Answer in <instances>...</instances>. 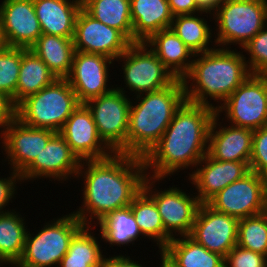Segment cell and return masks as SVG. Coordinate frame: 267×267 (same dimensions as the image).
Masks as SVG:
<instances>
[{
  "mask_svg": "<svg viewBox=\"0 0 267 267\" xmlns=\"http://www.w3.org/2000/svg\"><path fill=\"white\" fill-rule=\"evenodd\" d=\"M81 177L83 202L73 213L84 225L96 227L111 212L131 204L147 175L143 158L114 153L105 159L81 161L76 178Z\"/></svg>",
  "mask_w": 267,
  "mask_h": 267,
  "instance_id": "obj_1",
  "label": "cell"
},
{
  "mask_svg": "<svg viewBox=\"0 0 267 267\" xmlns=\"http://www.w3.org/2000/svg\"><path fill=\"white\" fill-rule=\"evenodd\" d=\"M215 115L213 107L185 101L158 143L143 158L146 175L164 179L178 170L196 168L208 153L209 131Z\"/></svg>",
  "mask_w": 267,
  "mask_h": 267,
  "instance_id": "obj_2",
  "label": "cell"
},
{
  "mask_svg": "<svg viewBox=\"0 0 267 267\" xmlns=\"http://www.w3.org/2000/svg\"><path fill=\"white\" fill-rule=\"evenodd\" d=\"M246 58L243 51L217 46L195 54L189 72L182 78L186 101L216 109L209 100L221 105L252 74Z\"/></svg>",
  "mask_w": 267,
  "mask_h": 267,
  "instance_id": "obj_3",
  "label": "cell"
},
{
  "mask_svg": "<svg viewBox=\"0 0 267 267\" xmlns=\"http://www.w3.org/2000/svg\"><path fill=\"white\" fill-rule=\"evenodd\" d=\"M135 97L129 109L127 155L144 158L158 143L186 95L182 79L177 78L170 86Z\"/></svg>",
  "mask_w": 267,
  "mask_h": 267,
  "instance_id": "obj_4",
  "label": "cell"
},
{
  "mask_svg": "<svg viewBox=\"0 0 267 267\" xmlns=\"http://www.w3.org/2000/svg\"><path fill=\"white\" fill-rule=\"evenodd\" d=\"M80 104L67 79L57 78L22 100L13 109V115L27 126L59 132Z\"/></svg>",
  "mask_w": 267,
  "mask_h": 267,
  "instance_id": "obj_5",
  "label": "cell"
},
{
  "mask_svg": "<svg viewBox=\"0 0 267 267\" xmlns=\"http://www.w3.org/2000/svg\"><path fill=\"white\" fill-rule=\"evenodd\" d=\"M212 16L215 45L242 48L267 25V0H223Z\"/></svg>",
  "mask_w": 267,
  "mask_h": 267,
  "instance_id": "obj_6",
  "label": "cell"
},
{
  "mask_svg": "<svg viewBox=\"0 0 267 267\" xmlns=\"http://www.w3.org/2000/svg\"><path fill=\"white\" fill-rule=\"evenodd\" d=\"M49 222L37 234L27 230L23 254L15 266L58 267L73 236L84 226L73 212Z\"/></svg>",
  "mask_w": 267,
  "mask_h": 267,
  "instance_id": "obj_7",
  "label": "cell"
},
{
  "mask_svg": "<svg viewBox=\"0 0 267 267\" xmlns=\"http://www.w3.org/2000/svg\"><path fill=\"white\" fill-rule=\"evenodd\" d=\"M124 87H115L85 103L91 111L98 134L114 152L127 154V131L131 101Z\"/></svg>",
  "mask_w": 267,
  "mask_h": 267,
  "instance_id": "obj_8",
  "label": "cell"
},
{
  "mask_svg": "<svg viewBox=\"0 0 267 267\" xmlns=\"http://www.w3.org/2000/svg\"><path fill=\"white\" fill-rule=\"evenodd\" d=\"M216 114L224 111L227 122L252 130L267 123L266 73L251 74L221 105L216 104ZM230 121V122H229Z\"/></svg>",
  "mask_w": 267,
  "mask_h": 267,
  "instance_id": "obj_9",
  "label": "cell"
},
{
  "mask_svg": "<svg viewBox=\"0 0 267 267\" xmlns=\"http://www.w3.org/2000/svg\"><path fill=\"white\" fill-rule=\"evenodd\" d=\"M116 61H123L124 86L136 96L170 86L177 79L145 42L132 43Z\"/></svg>",
  "mask_w": 267,
  "mask_h": 267,
  "instance_id": "obj_10",
  "label": "cell"
},
{
  "mask_svg": "<svg viewBox=\"0 0 267 267\" xmlns=\"http://www.w3.org/2000/svg\"><path fill=\"white\" fill-rule=\"evenodd\" d=\"M162 180L163 178L147 176L142 189L154 200L164 229L173 238L190 235L201 204L198 197L187 194L182 188L175 187V185L167 188V190H157L156 181Z\"/></svg>",
  "mask_w": 267,
  "mask_h": 267,
  "instance_id": "obj_11",
  "label": "cell"
},
{
  "mask_svg": "<svg viewBox=\"0 0 267 267\" xmlns=\"http://www.w3.org/2000/svg\"><path fill=\"white\" fill-rule=\"evenodd\" d=\"M267 178L250 171L217 193L207 204L214 210L238 219L264 213Z\"/></svg>",
  "mask_w": 267,
  "mask_h": 267,
  "instance_id": "obj_12",
  "label": "cell"
},
{
  "mask_svg": "<svg viewBox=\"0 0 267 267\" xmlns=\"http://www.w3.org/2000/svg\"><path fill=\"white\" fill-rule=\"evenodd\" d=\"M56 131L46 128H33L23 124L12 115L0 137L2 149L10 164V170L21 174L46 147Z\"/></svg>",
  "mask_w": 267,
  "mask_h": 267,
  "instance_id": "obj_13",
  "label": "cell"
},
{
  "mask_svg": "<svg viewBox=\"0 0 267 267\" xmlns=\"http://www.w3.org/2000/svg\"><path fill=\"white\" fill-rule=\"evenodd\" d=\"M75 51L119 58L132 44L119 30L107 26L81 8L74 29Z\"/></svg>",
  "mask_w": 267,
  "mask_h": 267,
  "instance_id": "obj_14",
  "label": "cell"
},
{
  "mask_svg": "<svg viewBox=\"0 0 267 267\" xmlns=\"http://www.w3.org/2000/svg\"><path fill=\"white\" fill-rule=\"evenodd\" d=\"M239 219L200 204L190 237L207 250L225 258L237 245Z\"/></svg>",
  "mask_w": 267,
  "mask_h": 267,
  "instance_id": "obj_15",
  "label": "cell"
},
{
  "mask_svg": "<svg viewBox=\"0 0 267 267\" xmlns=\"http://www.w3.org/2000/svg\"><path fill=\"white\" fill-rule=\"evenodd\" d=\"M113 63L114 60L105 55L75 51L72 68L66 79L81 104L113 89V85L109 87L108 84L111 77L108 68Z\"/></svg>",
  "mask_w": 267,
  "mask_h": 267,
  "instance_id": "obj_16",
  "label": "cell"
},
{
  "mask_svg": "<svg viewBox=\"0 0 267 267\" xmlns=\"http://www.w3.org/2000/svg\"><path fill=\"white\" fill-rule=\"evenodd\" d=\"M81 161L57 132L35 160L20 174L21 182L49 178L67 181L76 178ZM70 177V178H69Z\"/></svg>",
  "mask_w": 267,
  "mask_h": 267,
  "instance_id": "obj_17",
  "label": "cell"
},
{
  "mask_svg": "<svg viewBox=\"0 0 267 267\" xmlns=\"http://www.w3.org/2000/svg\"><path fill=\"white\" fill-rule=\"evenodd\" d=\"M59 133L80 161L105 159L114 154L100 138L92 113L85 104L72 112Z\"/></svg>",
  "mask_w": 267,
  "mask_h": 267,
  "instance_id": "obj_18",
  "label": "cell"
},
{
  "mask_svg": "<svg viewBox=\"0 0 267 267\" xmlns=\"http://www.w3.org/2000/svg\"><path fill=\"white\" fill-rule=\"evenodd\" d=\"M0 24L8 47L30 49L42 35L33 0H3Z\"/></svg>",
  "mask_w": 267,
  "mask_h": 267,
  "instance_id": "obj_19",
  "label": "cell"
},
{
  "mask_svg": "<svg viewBox=\"0 0 267 267\" xmlns=\"http://www.w3.org/2000/svg\"><path fill=\"white\" fill-rule=\"evenodd\" d=\"M196 166L197 169L188 174V180L197 189L194 194L201 204H207L226 186L250 172L249 162L221 161L208 154Z\"/></svg>",
  "mask_w": 267,
  "mask_h": 267,
  "instance_id": "obj_20",
  "label": "cell"
},
{
  "mask_svg": "<svg viewBox=\"0 0 267 267\" xmlns=\"http://www.w3.org/2000/svg\"><path fill=\"white\" fill-rule=\"evenodd\" d=\"M219 118L216 114L210 127L207 154L221 161L250 162L254 130L232 124L221 126Z\"/></svg>",
  "mask_w": 267,
  "mask_h": 267,
  "instance_id": "obj_21",
  "label": "cell"
},
{
  "mask_svg": "<svg viewBox=\"0 0 267 267\" xmlns=\"http://www.w3.org/2000/svg\"><path fill=\"white\" fill-rule=\"evenodd\" d=\"M42 34L73 38L82 0H33Z\"/></svg>",
  "mask_w": 267,
  "mask_h": 267,
  "instance_id": "obj_22",
  "label": "cell"
},
{
  "mask_svg": "<svg viewBox=\"0 0 267 267\" xmlns=\"http://www.w3.org/2000/svg\"><path fill=\"white\" fill-rule=\"evenodd\" d=\"M133 43L146 42L154 33L171 27L174 15L167 0H130Z\"/></svg>",
  "mask_w": 267,
  "mask_h": 267,
  "instance_id": "obj_23",
  "label": "cell"
},
{
  "mask_svg": "<svg viewBox=\"0 0 267 267\" xmlns=\"http://www.w3.org/2000/svg\"><path fill=\"white\" fill-rule=\"evenodd\" d=\"M145 43L176 78L189 72L195 54L171 28L154 33Z\"/></svg>",
  "mask_w": 267,
  "mask_h": 267,
  "instance_id": "obj_24",
  "label": "cell"
},
{
  "mask_svg": "<svg viewBox=\"0 0 267 267\" xmlns=\"http://www.w3.org/2000/svg\"><path fill=\"white\" fill-rule=\"evenodd\" d=\"M175 267H224V257L207 250L189 235L172 238L160 251Z\"/></svg>",
  "mask_w": 267,
  "mask_h": 267,
  "instance_id": "obj_25",
  "label": "cell"
},
{
  "mask_svg": "<svg viewBox=\"0 0 267 267\" xmlns=\"http://www.w3.org/2000/svg\"><path fill=\"white\" fill-rule=\"evenodd\" d=\"M57 78H66L72 68L73 38L42 34L30 48Z\"/></svg>",
  "mask_w": 267,
  "mask_h": 267,
  "instance_id": "obj_26",
  "label": "cell"
},
{
  "mask_svg": "<svg viewBox=\"0 0 267 267\" xmlns=\"http://www.w3.org/2000/svg\"><path fill=\"white\" fill-rule=\"evenodd\" d=\"M57 77L31 50L21 48V67L15 93V107L26 97L53 83Z\"/></svg>",
  "mask_w": 267,
  "mask_h": 267,
  "instance_id": "obj_27",
  "label": "cell"
},
{
  "mask_svg": "<svg viewBox=\"0 0 267 267\" xmlns=\"http://www.w3.org/2000/svg\"><path fill=\"white\" fill-rule=\"evenodd\" d=\"M199 14L201 17H199ZM199 14L174 16L170 27L194 54L204 53L216 47L214 45L215 41H213L214 31H212L211 25L206 21L207 19L202 18L203 14H207L203 16H208L209 13L200 12ZM212 42L213 45L210 47Z\"/></svg>",
  "mask_w": 267,
  "mask_h": 267,
  "instance_id": "obj_28",
  "label": "cell"
},
{
  "mask_svg": "<svg viewBox=\"0 0 267 267\" xmlns=\"http://www.w3.org/2000/svg\"><path fill=\"white\" fill-rule=\"evenodd\" d=\"M129 206L142 235L156 242L160 252L173 237L164 229L154 200L142 189Z\"/></svg>",
  "mask_w": 267,
  "mask_h": 267,
  "instance_id": "obj_29",
  "label": "cell"
},
{
  "mask_svg": "<svg viewBox=\"0 0 267 267\" xmlns=\"http://www.w3.org/2000/svg\"><path fill=\"white\" fill-rule=\"evenodd\" d=\"M98 224L100 238L110 247L130 246L129 244H135L134 241H137L140 236L143 237L130 206L111 212L96 225Z\"/></svg>",
  "mask_w": 267,
  "mask_h": 267,
  "instance_id": "obj_30",
  "label": "cell"
},
{
  "mask_svg": "<svg viewBox=\"0 0 267 267\" xmlns=\"http://www.w3.org/2000/svg\"><path fill=\"white\" fill-rule=\"evenodd\" d=\"M82 8L96 20L119 30L133 43L130 0H82Z\"/></svg>",
  "mask_w": 267,
  "mask_h": 267,
  "instance_id": "obj_31",
  "label": "cell"
},
{
  "mask_svg": "<svg viewBox=\"0 0 267 267\" xmlns=\"http://www.w3.org/2000/svg\"><path fill=\"white\" fill-rule=\"evenodd\" d=\"M93 227L84 225L72 238L58 267H102L105 255Z\"/></svg>",
  "mask_w": 267,
  "mask_h": 267,
  "instance_id": "obj_32",
  "label": "cell"
},
{
  "mask_svg": "<svg viewBox=\"0 0 267 267\" xmlns=\"http://www.w3.org/2000/svg\"><path fill=\"white\" fill-rule=\"evenodd\" d=\"M25 217L14 209L0 213V259L15 265L24 250L27 226Z\"/></svg>",
  "mask_w": 267,
  "mask_h": 267,
  "instance_id": "obj_33",
  "label": "cell"
},
{
  "mask_svg": "<svg viewBox=\"0 0 267 267\" xmlns=\"http://www.w3.org/2000/svg\"><path fill=\"white\" fill-rule=\"evenodd\" d=\"M21 67V48L8 47L0 51V96L15 108V93Z\"/></svg>",
  "mask_w": 267,
  "mask_h": 267,
  "instance_id": "obj_34",
  "label": "cell"
},
{
  "mask_svg": "<svg viewBox=\"0 0 267 267\" xmlns=\"http://www.w3.org/2000/svg\"><path fill=\"white\" fill-rule=\"evenodd\" d=\"M237 245L267 256V216L264 213L239 219Z\"/></svg>",
  "mask_w": 267,
  "mask_h": 267,
  "instance_id": "obj_35",
  "label": "cell"
},
{
  "mask_svg": "<svg viewBox=\"0 0 267 267\" xmlns=\"http://www.w3.org/2000/svg\"><path fill=\"white\" fill-rule=\"evenodd\" d=\"M240 49L248 54L246 62L252 74L267 73V25Z\"/></svg>",
  "mask_w": 267,
  "mask_h": 267,
  "instance_id": "obj_36",
  "label": "cell"
},
{
  "mask_svg": "<svg viewBox=\"0 0 267 267\" xmlns=\"http://www.w3.org/2000/svg\"><path fill=\"white\" fill-rule=\"evenodd\" d=\"M250 171L267 178V127L254 130L252 152L249 162Z\"/></svg>",
  "mask_w": 267,
  "mask_h": 267,
  "instance_id": "obj_37",
  "label": "cell"
},
{
  "mask_svg": "<svg viewBox=\"0 0 267 267\" xmlns=\"http://www.w3.org/2000/svg\"><path fill=\"white\" fill-rule=\"evenodd\" d=\"M224 267H267V256L236 245L225 256Z\"/></svg>",
  "mask_w": 267,
  "mask_h": 267,
  "instance_id": "obj_38",
  "label": "cell"
},
{
  "mask_svg": "<svg viewBox=\"0 0 267 267\" xmlns=\"http://www.w3.org/2000/svg\"><path fill=\"white\" fill-rule=\"evenodd\" d=\"M9 173L10 176L7 178L0 177V213L10 211L9 208L6 210V206L13 202L12 198L15 197L17 190L16 184L21 182L19 174L14 171Z\"/></svg>",
  "mask_w": 267,
  "mask_h": 267,
  "instance_id": "obj_39",
  "label": "cell"
},
{
  "mask_svg": "<svg viewBox=\"0 0 267 267\" xmlns=\"http://www.w3.org/2000/svg\"><path fill=\"white\" fill-rule=\"evenodd\" d=\"M174 16L196 14L201 11L197 8L195 0H167Z\"/></svg>",
  "mask_w": 267,
  "mask_h": 267,
  "instance_id": "obj_40",
  "label": "cell"
},
{
  "mask_svg": "<svg viewBox=\"0 0 267 267\" xmlns=\"http://www.w3.org/2000/svg\"><path fill=\"white\" fill-rule=\"evenodd\" d=\"M105 255L103 260L102 267H144L145 265L138 263L139 261H134L130 258V256L124 255H114L109 256V258ZM146 267V266H145Z\"/></svg>",
  "mask_w": 267,
  "mask_h": 267,
  "instance_id": "obj_41",
  "label": "cell"
},
{
  "mask_svg": "<svg viewBox=\"0 0 267 267\" xmlns=\"http://www.w3.org/2000/svg\"><path fill=\"white\" fill-rule=\"evenodd\" d=\"M13 115V109L9 106V103L0 96V137L3 129L6 126L8 119ZM2 128V129H1Z\"/></svg>",
  "mask_w": 267,
  "mask_h": 267,
  "instance_id": "obj_42",
  "label": "cell"
},
{
  "mask_svg": "<svg viewBox=\"0 0 267 267\" xmlns=\"http://www.w3.org/2000/svg\"><path fill=\"white\" fill-rule=\"evenodd\" d=\"M197 8L201 12L209 13L210 17L213 15L216 11L218 6L223 2V0H195Z\"/></svg>",
  "mask_w": 267,
  "mask_h": 267,
  "instance_id": "obj_43",
  "label": "cell"
},
{
  "mask_svg": "<svg viewBox=\"0 0 267 267\" xmlns=\"http://www.w3.org/2000/svg\"><path fill=\"white\" fill-rule=\"evenodd\" d=\"M160 254V267H175L161 252Z\"/></svg>",
  "mask_w": 267,
  "mask_h": 267,
  "instance_id": "obj_44",
  "label": "cell"
},
{
  "mask_svg": "<svg viewBox=\"0 0 267 267\" xmlns=\"http://www.w3.org/2000/svg\"><path fill=\"white\" fill-rule=\"evenodd\" d=\"M6 47V43L2 34L1 24H0V51Z\"/></svg>",
  "mask_w": 267,
  "mask_h": 267,
  "instance_id": "obj_45",
  "label": "cell"
},
{
  "mask_svg": "<svg viewBox=\"0 0 267 267\" xmlns=\"http://www.w3.org/2000/svg\"><path fill=\"white\" fill-rule=\"evenodd\" d=\"M264 214L267 216V199H266V203H265Z\"/></svg>",
  "mask_w": 267,
  "mask_h": 267,
  "instance_id": "obj_46",
  "label": "cell"
},
{
  "mask_svg": "<svg viewBox=\"0 0 267 267\" xmlns=\"http://www.w3.org/2000/svg\"><path fill=\"white\" fill-rule=\"evenodd\" d=\"M5 264L7 265V263L4 260L0 259V267L3 265L5 266Z\"/></svg>",
  "mask_w": 267,
  "mask_h": 267,
  "instance_id": "obj_47",
  "label": "cell"
}]
</instances>
